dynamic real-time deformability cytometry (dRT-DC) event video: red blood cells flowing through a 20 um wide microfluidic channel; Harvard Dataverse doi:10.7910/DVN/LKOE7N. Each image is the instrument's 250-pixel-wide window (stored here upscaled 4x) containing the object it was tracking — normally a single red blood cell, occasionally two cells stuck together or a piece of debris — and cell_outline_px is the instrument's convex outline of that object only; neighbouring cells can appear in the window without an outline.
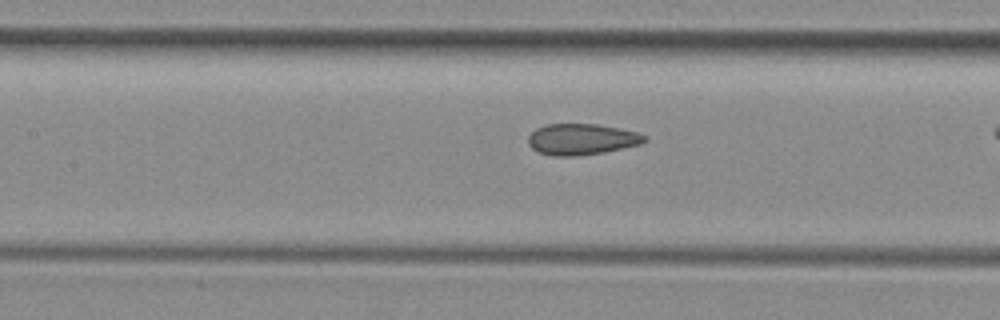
{"species": "common noctule bat (a hibernating species)", "species_latin": "Nyctalus noctula", "temperature_condition": "room temperature", "stored_images_in_passage": 31, "camera_frame_rate_fps": 3000, "um_per_image_px": 0.085, "animal": {"sex": "female", "body_mass_g": 29.2, "forearm_length_mm": 56.3}, "frame": {"image": 1, "passage_image": 14, "time_ms": 4.333, "image_size_px": [1000, 320], "cell_outline_px": [[648, 140], [640, 144], [604, 152], [572, 156], [552, 156], [540, 152], [532, 148], [528, 144], [528, 136], [536, 128], [548, 124], [596, 124], [620, 128], [636, 132], [648, 136]], "centroid_in_image_um": [49.45, 11.83], "position_along_channel_um": 158.0, "area_um2": 21.04}}
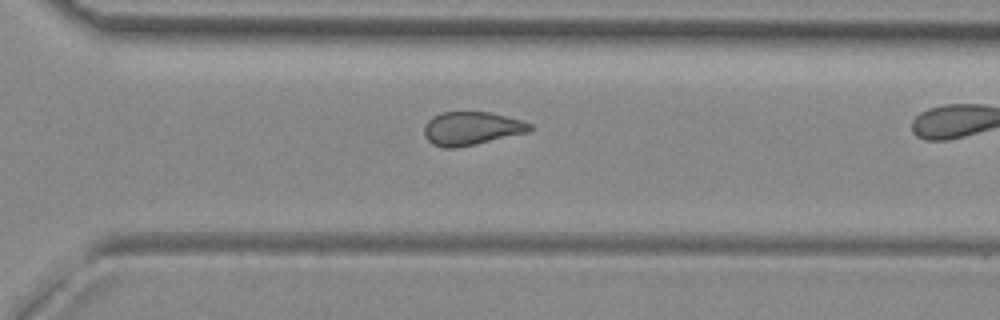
{"frame": {"image": 2, "passage_image": 27, "time_ms": 8.667, "image_size_px": [1000, 320], "cell_outline_px": [[532, 128], [528, 132], [476, 144], [456, 148], [444, 148], [432, 144], [424, 136], [424, 124], [432, 116], [440, 112], [492, 112], [520, 120], [532, 124]], "centroid_in_image_um": [40.04, 10.91], "position_along_channel_um": 330.6, "area_um2": 20.63}}